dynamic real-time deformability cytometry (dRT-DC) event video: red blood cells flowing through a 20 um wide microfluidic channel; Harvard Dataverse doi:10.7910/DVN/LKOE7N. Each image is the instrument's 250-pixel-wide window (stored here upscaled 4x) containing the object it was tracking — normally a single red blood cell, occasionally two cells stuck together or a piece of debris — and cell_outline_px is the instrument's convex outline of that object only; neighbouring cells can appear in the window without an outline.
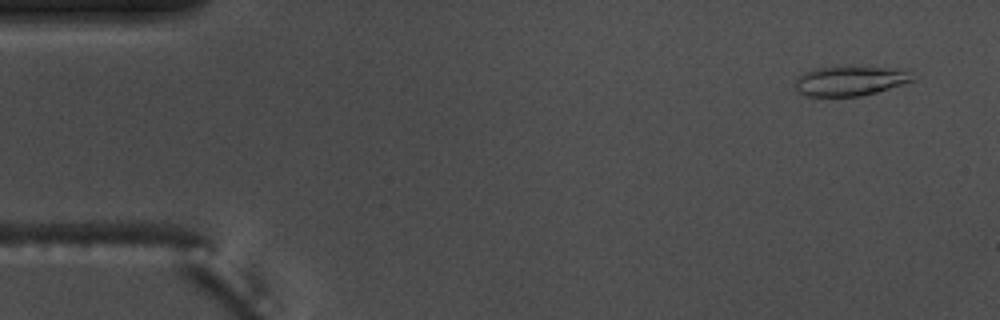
{"species": "common noctule bat (a hibernating species)", "species_latin": "Nyctalus noctula", "temperature_condition": "warm", "stored_images_in_passage": 5, "camera_frame_rate_fps": 3000, "um_per_image_px": 0.085, "animal": {"sex": "male", "body_mass_g": 17.5, "forearm_length_mm": 52.3}, "frame": {"image": 1, "passage_image": 1, "time_ms": 0.0, "image_size_px": [1000, 320], "cell_outline_px": [[916, 80], [904, 84], [876, 92], [860, 96], [804, 96], [796, 88], [796, 80], [804, 72], [816, 68], [908, 68]], "centroid_in_image_um": [72.33, 6.89], "position_along_channel_um": 12.7, "area_um2": 20.0}}
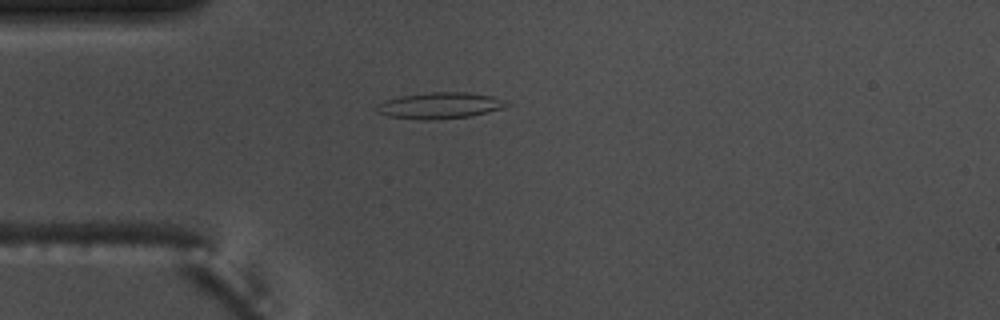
{"frame": {"image": 2, "passage_image": 4, "time_ms": 1.0, "image_size_px": [1000, 320], "cell_outline_px": [[512, 104], [500, 108], [468, 116], [432, 120], [420, 120], [388, 116], [376, 112], [376, 104], [400, 96], [432, 92], [468, 92], [492, 96]], "centroid_in_image_um": [37.33, 8.97], "position_along_channel_um": 47.7, "area_um2": 19.59}}